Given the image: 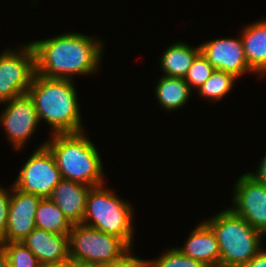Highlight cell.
<instances>
[{
    "mask_svg": "<svg viewBox=\"0 0 266 267\" xmlns=\"http://www.w3.org/2000/svg\"><path fill=\"white\" fill-rule=\"evenodd\" d=\"M35 53V73L52 79H74L100 68L103 42L95 37L70 32L30 42Z\"/></svg>",
    "mask_w": 266,
    "mask_h": 267,
    "instance_id": "6da1fadb",
    "label": "cell"
},
{
    "mask_svg": "<svg viewBox=\"0 0 266 267\" xmlns=\"http://www.w3.org/2000/svg\"><path fill=\"white\" fill-rule=\"evenodd\" d=\"M74 81L52 79L35 73L29 95L35 105L40 122L46 121L51 134L83 132L80 106Z\"/></svg>",
    "mask_w": 266,
    "mask_h": 267,
    "instance_id": "7a4b0ae2",
    "label": "cell"
},
{
    "mask_svg": "<svg viewBox=\"0 0 266 267\" xmlns=\"http://www.w3.org/2000/svg\"><path fill=\"white\" fill-rule=\"evenodd\" d=\"M83 132L51 134L45 146L53 154L62 178L90 187L104 184L103 163L96 145Z\"/></svg>",
    "mask_w": 266,
    "mask_h": 267,
    "instance_id": "3957f363",
    "label": "cell"
},
{
    "mask_svg": "<svg viewBox=\"0 0 266 267\" xmlns=\"http://www.w3.org/2000/svg\"><path fill=\"white\" fill-rule=\"evenodd\" d=\"M219 243L220 267H241L263 247L262 232L251 227L230 208L204 221Z\"/></svg>",
    "mask_w": 266,
    "mask_h": 267,
    "instance_id": "277c9868",
    "label": "cell"
},
{
    "mask_svg": "<svg viewBox=\"0 0 266 267\" xmlns=\"http://www.w3.org/2000/svg\"><path fill=\"white\" fill-rule=\"evenodd\" d=\"M104 185L89 190L82 224L115 235L132 248L134 209Z\"/></svg>",
    "mask_w": 266,
    "mask_h": 267,
    "instance_id": "5b68a950",
    "label": "cell"
},
{
    "mask_svg": "<svg viewBox=\"0 0 266 267\" xmlns=\"http://www.w3.org/2000/svg\"><path fill=\"white\" fill-rule=\"evenodd\" d=\"M68 237L71 261L105 263L117 260L130 249L121 238L82 223L73 225Z\"/></svg>",
    "mask_w": 266,
    "mask_h": 267,
    "instance_id": "8992f818",
    "label": "cell"
},
{
    "mask_svg": "<svg viewBox=\"0 0 266 267\" xmlns=\"http://www.w3.org/2000/svg\"><path fill=\"white\" fill-rule=\"evenodd\" d=\"M19 49V50H18ZM0 54V104L28 92L35 75V53L30 43Z\"/></svg>",
    "mask_w": 266,
    "mask_h": 267,
    "instance_id": "52a82bcc",
    "label": "cell"
},
{
    "mask_svg": "<svg viewBox=\"0 0 266 267\" xmlns=\"http://www.w3.org/2000/svg\"><path fill=\"white\" fill-rule=\"evenodd\" d=\"M61 180L55 158L43 142L22 166L13 186L43 199L51 196L53 188Z\"/></svg>",
    "mask_w": 266,
    "mask_h": 267,
    "instance_id": "ba28073f",
    "label": "cell"
},
{
    "mask_svg": "<svg viewBox=\"0 0 266 267\" xmlns=\"http://www.w3.org/2000/svg\"><path fill=\"white\" fill-rule=\"evenodd\" d=\"M3 103L7 104L0 115L1 126L13 148L20 150L40 123L34 102L27 92Z\"/></svg>",
    "mask_w": 266,
    "mask_h": 267,
    "instance_id": "9c48e42d",
    "label": "cell"
},
{
    "mask_svg": "<svg viewBox=\"0 0 266 267\" xmlns=\"http://www.w3.org/2000/svg\"><path fill=\"white\" fill-rule=\"evenodd\" d=\"M233 190L229 208L266 236V185L248 172L239 177Z\"/></svg>",
    "mask_w": 266,
    "mask_h": 267,
    "instance_id": "30bf717a",
    "label": "cell"
},
{
    "mask_svg": "<svg viewBox=\"0 0 266 267\" xmlns=\"http://www.w3.org/2000/svg\"><path fill=\"white\" fill-rule=\"evenodd\" d=\"M201 53L214 69L240 78L243 74L254 73L248 65L240 38L212 39L199 45Z\"/></svg>",
    "mask_w": 266,
    "mask_h": 267,
    "instance_id": "8fae6325",
    "label": "cell"
},
{
    "mask_svg": "<svg viewBox=\"0 0 266 267\" xmlns=\"http://www.w3.org/2000/svg\"><path fill=\"white\" fill-rule=\"evenodd\" d=\"M41 199L11 187L7 229L0 243L22 242L36 228V210Z\"/></svg>",
    "mask_w": 266,
    "mask_h": 267,
    "instance_id": "7c38bea8",
    "label": "cell"
},
{
    "mask_svg": "<svg viewBox=\"0 0 266 267\" xmlns=\"http://www.w3.org/2000/svg\"><path fill=\"white\" fill-rule=\"evenodd\" d=\"M42 266L70 260L68 235L35 228L22 241Z\"/></svg>",
    "mask_w": 266,
    "mask_h": 267,
    "instance_id": "4fadbf2b",
    "label": "cell"
},
{
    "mask_svg": "<svg viewBox=\"0 0 266 267\" xmlns=\"http://www.w3.org/2000/svg\"><path fill=\"white\" fill-rule=\"evenodd\" d=\"M91 188L86 184L62 178L53 188L49 199L60 208L72 225L81 224Z\"/></svg>",
    "mask_w": 266,
    "mask_h": 267,
    "instance_id": "5bb4252c",
    "label": "cell"
},
{
    "mask_svg": "<svg viewBox=\"0 0 266 267\" xmlns=\"http://www.w3.org/2000/svg\"><path fill=\"white\" fill-rule=\"evenodd\" d=\"M189 234L183 247L184 255L205 263L208 267H220L219 243L212 229L202 221Z\"/></svg>",
    "mask_w": 266,
    "mask_h": 267,
    "instance_id": "9a60e30c",
    "label": "cell"
},
{
    "mask_svg": "<svg viewBox=\"0 0 266 267\" xmlns=\"http://www.w3.org/2000/svg\"><path fill=\"white\" fill-rule=\"evenodd\" d=\"M240 36L249 67L257 75L266 74V19L245 26Z\"/></svg>",
    "mask_w": 266,
    "mask_h": 267,
    "instance_id": "2e32d148",
    "label": "cell"
},
{
    "mask_svg": "<svg viewBox=\"0 0 266 267\" xmlns=\"http://www.w3.org/2000/svg\"><path fill=\"white\" fill-rule=\"evenodd\" d=\"M200 52V46L191 47L184 42L170 45L161 55V69L164 76L185 78L191 64Z\"/></svg>",
    "mask_w": 266,
    "mask_h": 267,
    "instance_id": "e0dca14e",
    "label": "cell"
},
{
    "mask_svg": "<svg viewBox=\"0 0 266 267\" xmlns=\"http://www.w3.org/2000/svg\"><path fill=\"white\" fill-rule=\"evenodd\" d=\"M157 101L167 111L183 108L192 90L184 78L161 76L155 86Z\"/></svg>",
    "mask_w": 266,
    "mask_h": 267,
    "instance_id": "ac0fdd59",
    "label": "cell"
},
{
    "mask_svg": "<svg viewBox=\"0 0 266 267\" xmlns=\"http://www.w3.org/2000/svg\"><path fill=\"white\" fill-rule=\"evenodd\" d=\"M35 225L38 229L62 235H68L73 226L49 198L40 200L36 210Z\"/></svg>",
    "mask_w": 266,
    "mask_h": 267,
    "instance_id": "d6986e66",
    "label": "cell"
},
{
    "mask_svg": "<svg viewBox=\"0 0 266 267\" xmlns=\"http://www.w3.org/2000/svg\"><path fill=\"white\" fill-rule=\"evenodd\" d=\"M237 78L227 72L215 69L210 78L197 90L207 100L223 99L232 89Z\"/></svg>",
    "mask_w": 266,
    "mask_h": 267,
    "instance_id": "ffe728a7",
    "label": "cell"
},
{
    "mask_svg": "<svg viewBox=\"0 0 266 267\" xmlns=\"http://www.w3.org/2000/svg\"><path fill=\"white\" fill-rule=\"evenodd\" d=\"M145 267H208L205 263L184 255L179 249L172 248L153 261L146 260Z\"/></svg>",
    "mask_w": 266,
    "mask_h": 267,
    "instance_id": "44dd1931",
    "label": "cell"
},
{
    "mask_svg": "<svg viewBox=\"0 0 266 267\" xmlns=\"http://www.w3.org/2000/svg\"><path fill=\"white\" fill-rule=\"evenodd\" d=\"M6 252L10 267H42L36 256L22 242L0 243Z\"/></svg>",
    "mask_w": 266,
    "mask_h": 267,
    "instance_id": "7402d4cb",
    "label": "cell"
},
{
    "mask_svg": "<svg viewBox=\"0 0 266 267\" xmlns=\"http://www.w3.org/2000/svg\"><path fill=\"white\" fill-rule=\"evenodd\" d=\"M214 70L213 66L200 51L194 58L184 79L191 89L198 90L210 78Z\"/></svg>",
    "mask_w": 266,
    "mask_h": 267,
    "instance_id": "603a6c76",
    "label": "cell"
},
{
    "mask_svg": "<svg viewBox=\"0 0 266 267\" xmlns=\"http://www.w3.org/2000/svg\"><path fill=\"white\" fill-rule=\"evenodd\" d=\"M131 249L117 260L98 263L97 267H145L146 260L133 255Z\"/></svg>",
    "mask_w": 266,
    "mask_h": 267,
    "instance_id": "cb8c5ba5",
    "label": "cell"
},
{
    "mask_svg": "<svg viewBox=\"0 0 266 267\" xmlns=\"http://www.w3.org/2000/svg\"><path fill=\"white\" fill-rule=\"evenodd\" d=\"M10 191L0 186V241L4 238L7 229V219L9 215Z\"/></svg>",
    "mask_w": 266,
    "mask_h": 267,
    "instance_id": "d4e9b609",
    "label": "cell"
},
{
    "mask_svg": "<svg viewBox=\"0 0 266 267\" xmlns=\"http://www.w3.org/2000/svg\"><path fill=\"white\" fill-rule=\"evenodd\" d=\"M241 267H266V248H262L255 256Z\"/></svg>",
    "mask_w": 266,
    "mask_h": 267,
    "instance_id": "484cf974",
    "label": "cell"
},
{
    "mask_svg": "<svg viewBox=\"0 0 266 267\" xmlns=\"http://www.w3.org/2000/svg\"><path fill=\"white\" fill-rule=\"evenodd\" d=\"M258 182L266 185V154L263 156L261 162L259 163V167L255 172H249Z\"/></svg>",
    "mask_w": 266,
    "mask_h": 267,
    "instance_id": "4316f807",
    "label": "cell"
},
{
    "mask_svg": "<svg viewBox=\"0 0 266 267\" xmlns=\"http://www.w3.org/2000/svg\"><path fill=\"white\" fill-rule=\"evenodd\" d=\"M0 267H10L8 256L1 246H0Z\"/></svg>",
    "mask_w": 266,
    "mask_h": 267,
    "instance_id": "83f0119b",
    "label": "cell"
},
{
    "mask_svg": "<svg viewBox=\"0 0 266 267\" xmlns=\"http://www.w3.org/2000/svg\"><path fill=\"white\" fill-rule=\"evenodd\" d=\"M42 267H73V261L68 260L62 263L44 265Z\"/></svg>",
    "mask_w": 266,
    "mask_h": 267,
    "instance_id": "f1b7e54d",
    "label": "cell"
},
{
    "mask_svg": "<svg viewBox=\"0 0 266 267\" xmlns=\"http://www.w3.org/2000/svg\"><path fill=\"white\" fill-rule=\"evenodd\" d=\"M73 267H97V264L82 261H73Z\"/></svg>",
    "mask_w": 266,
    "mask_h": 267,
    "instance_id": "f546056e",
    "label": "cell"
}]
</instances>
